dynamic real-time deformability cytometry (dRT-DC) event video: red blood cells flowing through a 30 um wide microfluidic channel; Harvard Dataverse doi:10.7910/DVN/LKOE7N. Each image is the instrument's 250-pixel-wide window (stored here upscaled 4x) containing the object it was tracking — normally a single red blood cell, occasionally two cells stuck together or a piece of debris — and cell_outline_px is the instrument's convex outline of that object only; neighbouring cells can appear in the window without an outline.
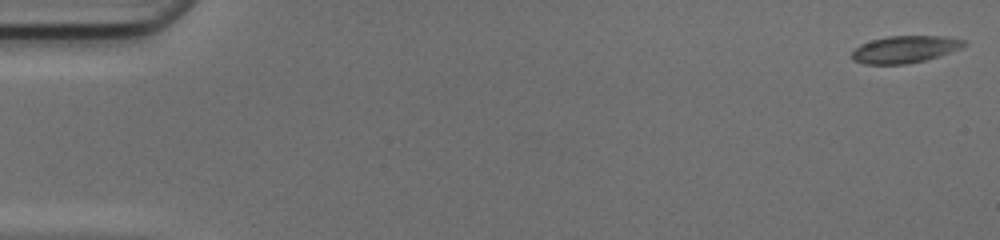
{"species": "common noctule bat (a hibernating species)", "species_latin": "Nyctalus noctula", "temperature_condition": "cold", "stored_images_in_passage": 50, "camera_frame_rate_fps": 3000, "um_per_image_px": 0.085, "animal": {"sex": "female", "body_mass_g": 17.0, "forearm_length_mm": 48.0}, "frame": {"image": 1, "passage_image": 1, "time_ms": 0.0, "image_size_px": [1000, 240], "cell_outline_px": [[968, 44], [960, 48], [940, 56], [924, 60], [904, 64], [864, 64], [852, 60], [852, 52], [860, 44], [872, 40], [888, 36], [944, 36], [964, 40]], "centroid_in_image_um": [76.91, 4.19], "position_along_channel_um": 8.1, "area_um2": 17.63}}
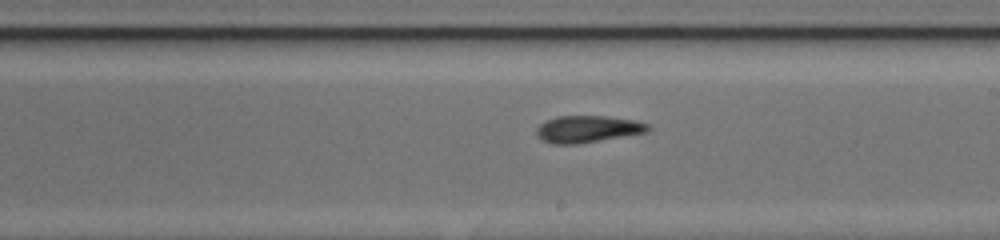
{"frame": {"image": 2, "passage_image": 29, "time_ms": 9.333, "image_size_px": [1000, 240], "cell_outline_px": [[652, 128], [648, 132], [576, 144], [552, 144], [540, 140], [536, 136], [536, 128], [540, 124], [556, 116], [604, 116], [636, 120], [648, 124]], "centroid_in_image_um": [49.93, 10.97], "position_along_channel_um": 239.1, "area_um2": 17.57}}
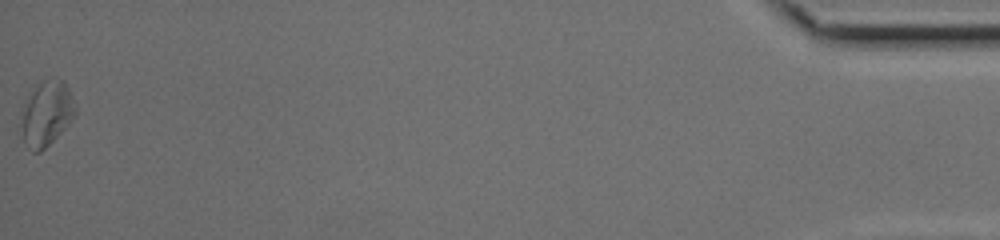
{"frame": {"image": 3, "passage_image": 50, "time_ms": 16.333, "image_size_px": [1000, 240], "cell_outline_px": [[76, 112], [68, 124], [40, 152], [32, 152], [28, 148], [24, 140], [20, 112], [24, 104], [32, 92], [44, 80], [56, 76], [64, 80], [68, 88], [76, 108]], "centroid_in_image_um": [3.96, 9.62], "position_along_channel_um": 431.2, "area_um2": 20.06}, "authors_computed_cell_mechanics": {"area_um2": 17.8602, "velocity_mm_per_s": 4.1828, "shape_relaxation_time_tau1_ms": null, "shape_relaxation_time_tau2_ms": 8.18, "deformation_change_tau1": null, "deformation_change_tau2": 0.1831}}